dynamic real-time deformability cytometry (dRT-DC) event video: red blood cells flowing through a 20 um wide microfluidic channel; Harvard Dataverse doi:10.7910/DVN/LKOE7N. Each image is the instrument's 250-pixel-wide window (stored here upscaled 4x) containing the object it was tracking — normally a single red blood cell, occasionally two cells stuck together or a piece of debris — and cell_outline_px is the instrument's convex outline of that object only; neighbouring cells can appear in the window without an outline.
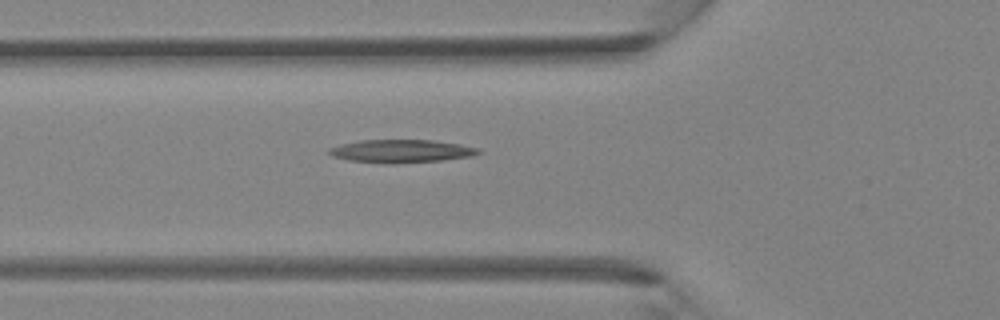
{"species": "Egyptian fruit bat (a non-hibernating species)", "species_latin": "Rousettus aegyptiacus", "temperature_condition": "room temperature", "stored_images_in_passage": 24, "camera_frame_rate_fps": 3000, "um_per_image_px": 0.085, "animal": {"sex": "female"}, "frame": {"image": 1, "passage_image": 2, "time_ms": 0.333, "image_size_px": [1000, 320], "cell_outline_px": [[484, 152], [472, 156], [440, 160], [392, 164], [388, 164], [348, 160], [332, 156], [328, 152], [328, 148], [340, 144], [360, 140], [432, 140], [460, 144], [480, 148]], "centroid_in_image_um": [34.11, 12.84], "position_along_channel_um": 91.7, "area_um2": 20.17}}
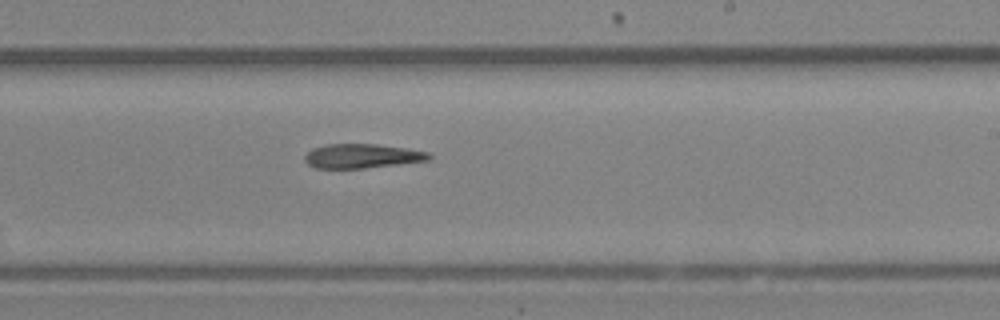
{"frame": {"image": 2, "passage_image": 12, "time_ms": 3.667, "image_size_px": [1000, 320], "cell_outline_px": [[432, 160], [364, 168], [316, 168], [308, 164], [304, 160], [304, 156], [312, 148], [328, 144], [376, 144], [408, 148], [428, 152], [432, 156]], "centroid_in_image_um": [30.8, 13.26], "position_along_channel_um": 258.2, "area_um2": 17.63}}
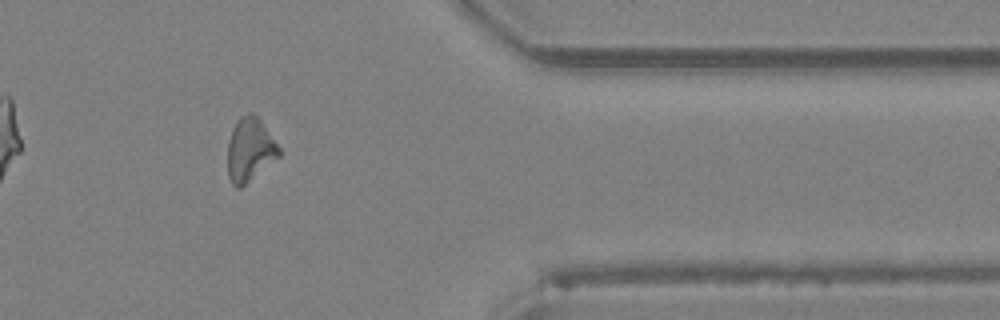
{"frame": {"image": 3, "passage_image": 21, "time_ms": 6.667, "image_size_px": [1000, 320], "cell_outline_px": [[280, 156], [240, 188], [236, 188], [232, 184], [228, 176], [228, 140], [232, 128], [240, 116], [248, 112], [252, 112], [260, 120], [280, 148]], "centroid_in_image_um": [21.22, 12.72], "position_along_channel_um": 390.2, "area_um2": 18.9}}